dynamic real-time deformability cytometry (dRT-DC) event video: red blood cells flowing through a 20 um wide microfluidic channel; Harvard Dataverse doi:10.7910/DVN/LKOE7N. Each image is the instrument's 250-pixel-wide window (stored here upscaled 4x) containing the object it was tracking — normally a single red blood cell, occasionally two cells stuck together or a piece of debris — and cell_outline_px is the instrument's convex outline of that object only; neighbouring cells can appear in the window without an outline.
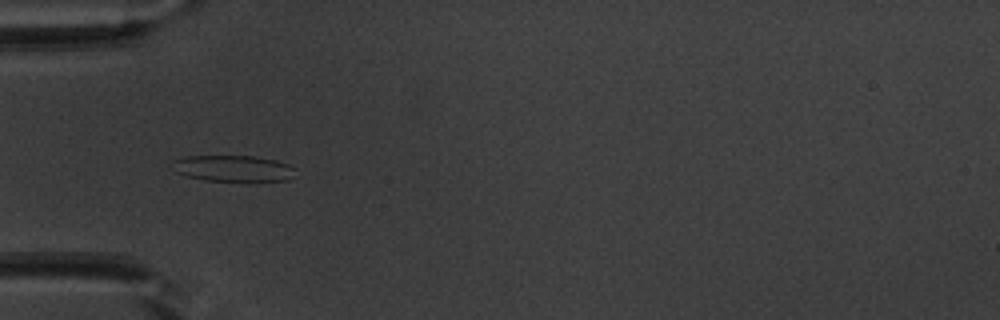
{"species": "common noctule bat (a hibernating species)", "species_latin": "Nyctalus noctula", "temperature_condition": "warm", "stored_images_in_passage": 11, "camera_frame_rate_fps": 3000, "um_per_image_px": 0.085, "animal": {"sex": "male", "body_mass_g": 20.1, "forearm_length_mm": 53.5}, "frame": {"image": 1, "passage_image": 5, "time_ms": 1.333, "image_size_px": [1000, 320], "cell_outline_px": [[296, 168], [288, 180], [248, 184], [204, 180], [188, 176], [176, 172], [168, 164], [172, 160], [188, 156], [256, 156], [276, 160], [288, 164]], "centroid_in_image_um": [19.83, 14.36], "position_along_channel_um": 65.2, "area_um2": 19.83}}
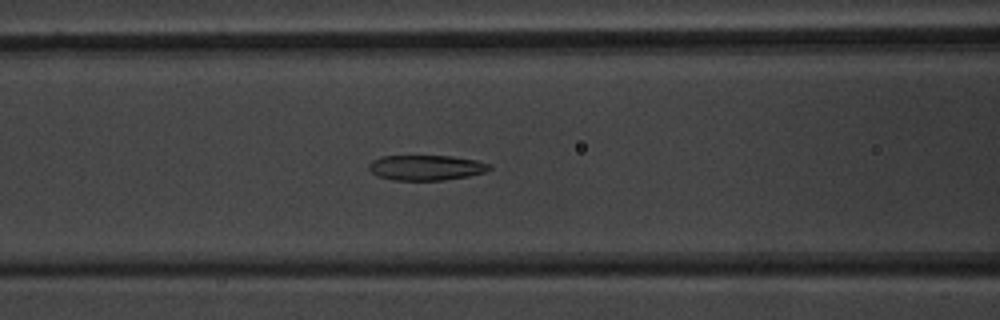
{"frame": {"image": 2, "passage_image": 10, "time_ms": 3.0, "image_size_px": [1000, 320], "cell_outline_px": [[492, 168], [484, 172], [468, 176], [444, 180], [392, 180], [376, 176], [368, 168], [368, 164], [372, 160], [380, 156], [452, 156], [476, 160], [488, 164]], "centroid_in_image_um": [36.17, 14.25], "position_along_channel_um": 130.4, "area_um2": 17.74}}